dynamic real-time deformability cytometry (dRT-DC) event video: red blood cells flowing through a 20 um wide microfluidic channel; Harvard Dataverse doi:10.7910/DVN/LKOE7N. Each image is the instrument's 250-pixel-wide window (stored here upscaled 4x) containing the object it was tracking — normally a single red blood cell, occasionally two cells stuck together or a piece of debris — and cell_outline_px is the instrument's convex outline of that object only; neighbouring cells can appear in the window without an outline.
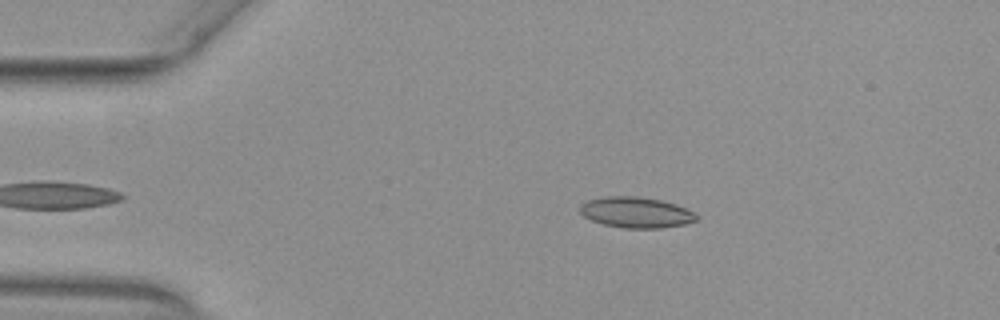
{"species": "common noctule bat (a hibernating species)", "species_latin": "Nyctalus noctula", "temperature_condition": "warm", "stored_images_in_passage": 39, "camera_frame_rate_fps": 3000, "um_per_image_px": 0.085, "animal": {"sex": "female", "body_mass_g": 29.2, "forearm_length_mm": 56.3}, "frame": {"image": 1, "passage_image": 3, "time_ms": 0.667, "image_size_px": [1000, 320], "cell_outline_px": [[696, 220], [684, 224], [660, 228], [624, 228], [604, 224], [592, 220], [584, 216], [580, 212], [580, 204], [588, 200], [604, 196], [636, 196], [660, 200], [676, 204], [692, 212], [696, 216]], "centroid_in_image_um": [54.02, 18.05], "position_along_channel_um": 31.0, "area_um2": 20.63}}
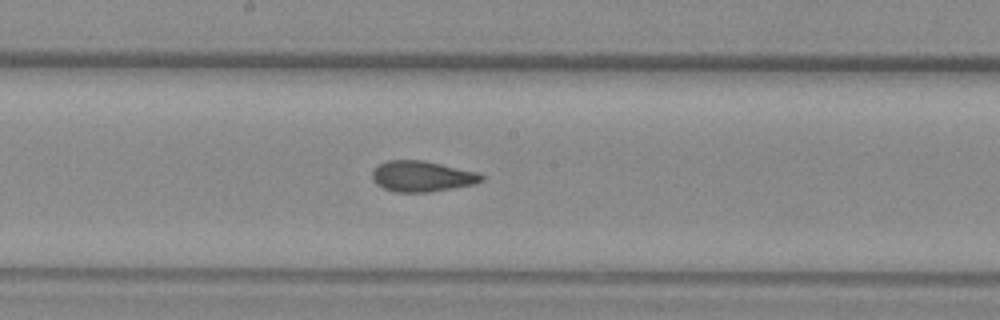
{"frame": {"image": 2, "passage_image": 21, "time_ms": 6.667, "image_size_px": [1000, 320], "cell_outline_px": [[484, 180], [472, 184], [452, 188], [428, 192], [396, 192], [384, 188], [376, 184], [372, 180], [372, 172], [380, 164], [388, 160], [424, 160], [476, 172], [484, 176]], "centroid_in_image_um": [35.84, 14.98], "position_along_channel_um": 212.4, "area_um2": 19.36}}
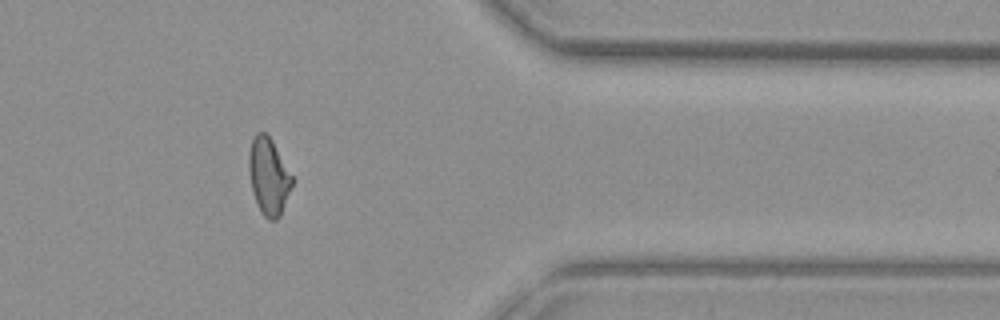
{"frame": {"image": 3, "passage_image": 36, "time_ms": 11.667, "image_size_px": [1000, 320], "cell_outline_px": [[296, 180], [280, 216], [276, 220], [268, 220], [260, 212], [252, 192], [248, 168], [248, 156], [252, 140], [256, 132], [264, 132], [272, 140]], "centroid_in_image_um": [22.86, 15.01], "position_along_channel_um": 388.5, "area_um2": 19.83}, "authors_computed_cell_mechanics": {"area_um2": 19.7098, "velocity_mm_per_s": 3.9187, "shape_relaxation_time_tau1_ms": null, "shape_relaxation_time_tau2_ms": 1.4635, "deformation_change_tau1": null, "deformation_change_tau2": 0.0735}}